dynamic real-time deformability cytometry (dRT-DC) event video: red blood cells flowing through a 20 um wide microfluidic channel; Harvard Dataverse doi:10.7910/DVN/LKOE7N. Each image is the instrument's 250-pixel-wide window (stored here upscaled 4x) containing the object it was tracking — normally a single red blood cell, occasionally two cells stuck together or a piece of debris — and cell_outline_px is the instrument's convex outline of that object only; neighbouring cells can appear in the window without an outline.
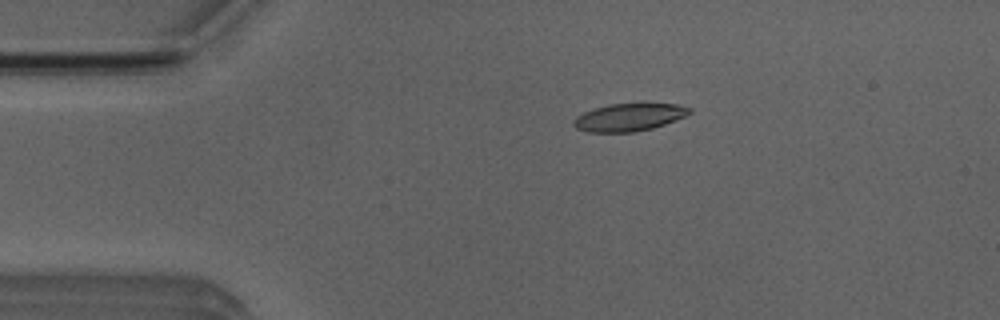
{"species": "Egyptian fruit bat (a non-hibernating species)", "species_latin": "Rousettus aegyptiacus", "temperature_condition": "room temperature", "stored_images_in_passage": 52, "camera_frame_rate_fps": 3000, "um_per_image_px": 0.085, "animal": {"sex": "male"}, "frame": {"image": 1, "passage_image": 10, "time_ms": 3.0, "image_size_px": [1000, 320], "cell_outline_px": [[692, 112], [676, 120], [652, 128], [636, 132], [588, 132], [576, 128], [572, 124], [572, 120], [576, 116], [584, 112], [608, 104], [644, 100], [680, 104], [692, 108]], "centroid_in_image_um": [53.53, 9.9], "position_along_channel_um": 31.5, "area_um2": 19.65}}
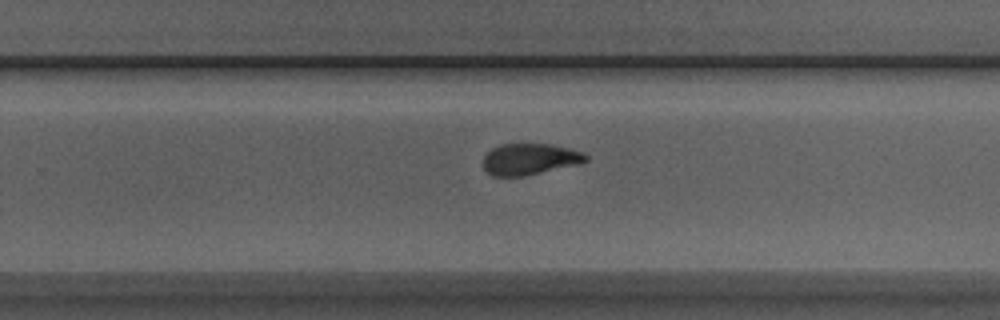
{"frame": {"image": 2, "passage_image": 33, "time_ms": 10.667, "image_size_px": [1000, 320], "cell_outline_px": [[588, 160], [580, 164], [524, 176], [492, 176], [484, 168], [484, 156], [492, 148], [500, 144], [548, 144], [568, 148], [584, 152], [588, 156]], "centroid_in_image_um": [45.05, 13.53], "position_along_channel_um": 284.7, "area_um2": 18.73}}
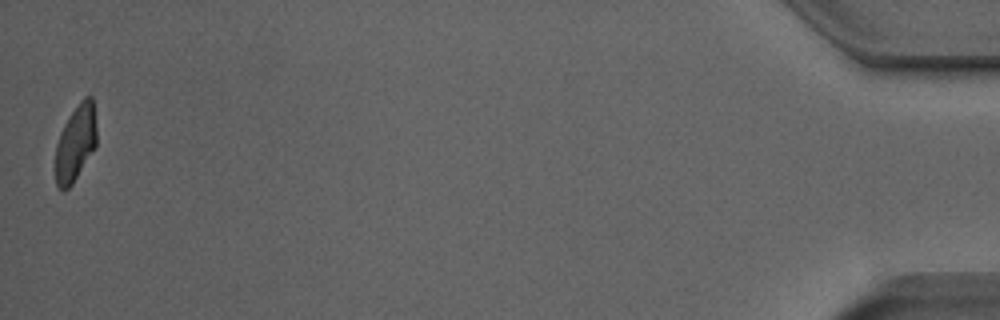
{"frame": {"image": 3, "passage_image": 52, "time_ms": 17.0, "image_size_px": [1000, 320], "cell_outline_px": [[96, 144], [72, 184], [64, 192], [56, 184], [56, 144], [60, 132], [64, 124], [80, 100], [84, 96], [92, 96], [96, 124]], "centroid_in_image_um": [6.42, 12.13], "position_along_channel_um": 428.8, "area_um2": 17.98}, "authors_computed_cell_mechanics": {"area_um2": 19.363, "velocity_mm_per_s": 3.8852, "shape_relaxation_time_tau1_ms": 3.4772, "shape_relaxation_time_tau2_ms": 1.9542, "deformation_change_tau1": 0.1658, "deformation_change_tau2": 0.0906}}